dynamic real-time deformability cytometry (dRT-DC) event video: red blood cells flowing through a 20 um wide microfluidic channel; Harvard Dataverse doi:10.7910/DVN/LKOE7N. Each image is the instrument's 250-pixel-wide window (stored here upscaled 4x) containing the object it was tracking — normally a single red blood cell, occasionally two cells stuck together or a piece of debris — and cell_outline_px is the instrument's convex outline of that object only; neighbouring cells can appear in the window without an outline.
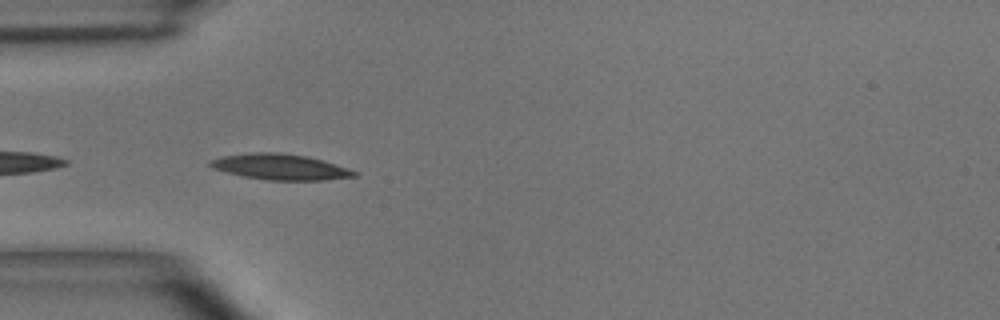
{"species": "common noctule bat (a hibernating species)", "species_latin": "Nyctalus noctula", "temperature_condition": "room temperature", "stored_images_in_passage": 6, "camera_frame_rate_fps": 3000, "um_per_image_px": 0.085, "animal": {"sex": "male", "body_mass_g": 15.6}, "frame": {"image": 1, "passage_image": 2, "time_ms": 0.333, "image_size_px": [1000, 320], "cell_outline_px": [[360, 172], [356, 176], [324, 180], [268, 180], [244, 176], [212, 168], [208, 164], [208, 160], [220, 156], [252, 152], [280, 152], [308, 156], [348, 168]], "centroid_in_image_um": [23.81, 14.17], "position_along_channel_um": 61.2, "area_um2": 21.68}}